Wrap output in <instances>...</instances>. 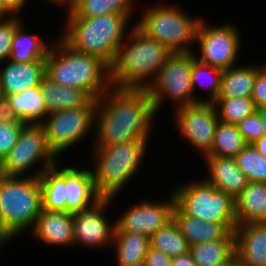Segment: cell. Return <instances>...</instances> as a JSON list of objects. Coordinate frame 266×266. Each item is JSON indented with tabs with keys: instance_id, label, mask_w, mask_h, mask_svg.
<instances>
[{
	"instance_id": "obj_1",
	"label": "cell",
	"mask_w": 266,
	"mask_h": 266,
	"mask_svg": "<svg viewBox=\"0 0 266 266\" xmlns=\"http://www.w3.org/2000/svg\"><path fill=\"white\" fill-rule=\"evenodd\" d=\"M157 117L147 89L110 87L97 99L92 147L132 140L149 143Z\"/></svg>"
},
{
	"instance_id": "obj_2",
	"label": "cell",
	"mask_w": 266,
	"mask_h": 266,
	"mask_svg": "<svg viewBox=\"0 0 266 266\" xmlns=\"http://www.w3.org/2000/svg\"><path fill=\"white\" fill-rule=\"evenodd\" d=\"M130 27L109 67L110 86L148 89L172 52L156 39L148 37L136 25Z\"/></svg>"
},
{
	"instance_id": "obj_3",
	"label": "cell",
	"mask_w": 266,
	"mask_h": 266,
	"mask_svg": "<svg viewBox=\"0 0 266 266\" xmlns=\"http://www.w3.org/2000/svg\"><path fill=\"white\" fill-rule=\"evenodd\" d=\"M66 10L60 37L73 49L95 56L110 67L118 48L131 30L128 26L133 14L114 13L80 18L69 8Z\"/></svg>"
},
{
	"instance_id": "obj_4",
	"label": "cell",
	"mask_w": 266,
	"mask_h": 266,
	"mask_svg": "<svg viewBox=\"0 0 266 266\" xmlns=\"http://www.w3.org/2000/svg\"><path fill=\"white\" fill-rule=\"evenodd\" d=\"M58 40V41H57ZM45 58V76L52 82L100 98L111 87L109 67L99 58L79 52L57 37Z\"/></svg>"
},
{
	"instance_id": "obj_5",
	"label": "cell",
	"mask_w": 266,
	"mask_h": 266,
	"mask_svg": "<svg viewBox=\"0 0 266 266\" xmlns=\"http://www.w3.org/2000/svg\"><path fill=\"white\" fill-rule=\"evenodd\" d=\"M146 140H132L110 146L93 147L91 172L98 194L104 199L116 198L137 176L148 151Z\"/></svg>"
},
{
	"instance_id": "obj_6",
	"label": "cell",
	"mask_w": 266,
	"mask_h": 266,
	"mask_svg": "<svg viewBox=\"0 0 266 266\" xmlns=\"http://www.w3.org/2000/svg\"><path fill=\"white\" fill-rule=\"evenodd\" d=\"M162 2L165 5L156 2L155 5L141 7L143 11H139L141 17L135 25L172 53L194 52L196 48L191 45L196 43L198 27L204 17H192L177 4Z\"/></svg>"
},
{
	"instance_id": "obj_7",
	"label": "cell",
	"mask_w": 266,
	"mask_h": 266,
	"mask_svg": "<svg viewBox=\"0 0 266 266\" xmlns=\"http://www.w3.org/2000/svg\"><path fill=\"white\" fill-rule=\"evenodd\" d=\"M42 210L39 177L0 175V219L14 238L29 233Z\"/></svg>"
},
{
	"instance_id": "obj_8",
	"label": "cell",
	"mask_w": 266,
	"mask_h": 266,
	"mask_svg": "<svg viewBox=\"0 0 266 266\" xmlns=\"http://www.w3.org/2000/svg\"><path fill=\"white\" fill-rule=\"evenodd\" d=\"M195 58L194 52H175L168 56L157 78L147 89L157 115L166 100L173 103L174 109L205 102L204 95H195L191 85Z\"/></svg>"
},
{
	"instance_id": "obj_9",
	"label": "cell",
	"mask_w": 266,
	"mask_h": 266,
	"mask_svg": "<svg viewBox=\"0 0 266 266\" xmlns=\"http://www.w3.org/2000/svg\"><path fill=\"white\" fill-rule=\"evenodd\" d=\"M198 180L180 183L179 187L170 190L174 194L175 205L188 216L207 222L230 223L235 228V200L203 177Z\"/></svg>"
},
{
	"instance_id": "obj_10",
	"label": "cell",
	"mask_w": 266,
	"mask_h": 266,
	"mask_svg": "<svg viewBox=\"0 0 266 266\" xmlns=\"http://www.w3.org/2000/svg\"><path fill=\"white\" fill-rule=\"evenodd\" d=\"M60 161L48 147L44 127L41 124H26L16 144L0 163V175L40 177L47 168ZM32 170V173L29 172Z\"/></svg>"
},
{
	"instance_id": "obj_11",
	"label": "cell",
	"mask_w": 266,
	"mask_h": 266,
	"mask_svg": "<svg viewBox=\"0 0 266 266\" xmlns=\"http://www.w3.org/2000/svg\"><path fill=\"white\" fill-rule=\"evenodd\" d=\"M95 110L96 106H82L56 111L45 117L41 125L48 147L58 159L62 160L63 152L87 137L93 139Z\"/></svg>"
},
{
	"instance_id": "obj_12",
	"label": "cell",
	"mask_w": 266,
	"mask_h": 266,
	"mask_svg": "<svg viewBox=\"0 0 266 266\" xmlns=\"http://www.w3.org/2000/svg\"><path fill=\"white\" fill-rule=\"evenodd\" d=\"M206 19L198 27L196 59L222 71L237 65L243 42L239 28L231 22L212 25Z\"/></svg>"
},
{
	"instance_id": "obj_13",
	"label": "cell",
	"mask_w": 266,
	"mask_h": 266,
	"mask_svg": "<svg viewBox=\"0 0 266 266\" xmlns=\"http://www.w3.org/2000/svg\"><path fill=\"white\" fill-rule=\"evenodd\" d=\"M173 113L174 126L179 136L201 153L203 158L213 145L215 130L219 122L213 103L199 102L193 105L179 107ZM199 151V152H198Z\"/></svg>"
},
{
	"instance_id": "obj_14",
	"label": "cell",
	"mask_w": 266,
	"mask_h": 266,
	"mask_svg": "<svg viewBox=\"0 0 266 266\" xmlns=\"http://www.w3.org/2000/svg\"><path fill=\"white\" fill-rule=\"evenodd\" d=\"M114 200L115 198H103L93 207L73 213L74 247L79 245L88 250L106 247L111 249L115 221L112 222L106 213L107 210L110 212L109 208Z\"/></svg>"
},
{
	"instance_id": "obj_15",
	"label": "cell",
	"mask_w": 266,
	"mask_h": 266,
	"mask_svg": "<svg viewBox=\"0 0 266 266\" xmlns=\"http://www.w3.org/2000/svg\"><path fill=\"white\" fill-rule=\"evenodd\" d=\"M167 200L144 198L128 208L115 220L114 231H128L151 237L173 219L175 197L172 191ZM130 207V208H129Z\"/></svg>"
},
{
	"instance_id": "obj_16",
	"label": "cell",
	"mask_w": 266,
	"mask_h": 266,
	"mask_svg": "<svg viewBox=\"0 0 266 266\" xmlns=\"http://www.w3.org/2000/svg\"><path fill=\"white\" fill-rule=\"evenodd\" d=\"M73 233V213L42 210L28 236L50 247L73 248Z\"/></svg>"
},
{
	"instance_id": "obj_17",
	"label": "cell",
	"mask_w": 266,
	"mask_h": 266,
	"mask_svg": "<svg viewBox=\"0 0 266 266\" xmlns=\"http://www.w3.org/2000/svg\"><path fill=\"white\" fill-rule=\"evenodd\" d=\"M87 167L92 166L66 165L67 212L87 210L103 199L96 190L91 169Z\"/></svg>"
},
{
	"instance_id": "obj_18",
	"label": "cell",
	"mask_w": 266,
	"mask_h": 266,
	"mask_svg": "<svg viewBox=\"0 0 266 266\" xmlns=\"http://www.w3.org/2000/svg\"><path fill=\"white\" fill-rule=\"evenodd\" d=\"M202 159L208 172L204 179L235 200L246 187L248 180L236 165L234 157L205 155Z\"/></svg>"
},
{
	"instance_id": "obj_19",
	"label": "cell",
	"mask_w": 266,
	"mask_h": 266,
	"mask_svg": "<svg viewBox=\"0 0 266 266\" xmlns=\"http://www.w3.org/2000/svg\"><path fill=\"white\" fill-rule=\"evenodd\" d=\"M2 64H0V94L4 96L20 94L39 86L45 77V60L28 63L7 60Z\"/></svg>"
},
{
	"instance_id": "obj_20",
	"label": "cell",
	"mask_w": 266,
	"mask_h": 266,
	"mask_svg": "<svg viewBox=\"0 0 266 266\" xmlns=\"http://www.w3.org/2000/svg\"><path fill=\"white\" fill-rule=\"evenodd\" d=\"M235 256L241 266H266V225L248 222L236 225Z\"/></svg>"
},
{
	"instance_id": "obj_21",
	"label": "cell",
	"mask_w": 266,
	"mask_h": 266,
	"mask_svg": "<svg viewBox=\"0 0 266 266\" xmlns=\"http://www.w3.org/2000/svg\"><path fill=\"white\" fill-rule=\"evenodd\" d=\"M173 219L190 246L221 240L235 229L230 223H213L188 216L176 205L173 209Z\"/></svg>"
},
{
	"instance_id": "obj_22",
	"label": "cell",
	"mask_w": 266,
	"mask_h": 266,
	"mask_svg": "<svg viewBox=\"0 0 266 266\" xmlns=\"http://www.w3.org/2000/svg\"><path fill=\"white\" fill-rule=\"evenodd\" d=\"M39 87L44 96L47 115L65 109L97 104V99H93L86 91L58 85L46 76L41 80Z\"/></svg>"
},
{
	"instance_id": "obj_23",
	"label": "cell",
	"mask_w": 266,
	"mask_h": 266,
	"mask_svg": "<svg viewBox=\"0 0 266 266\" xmlns=\"http://www.w3.org/2000/svg\"><path fill=\"white\" fill-rule=\"evenodd\" d=\"M265 65L238 64L224 70L217 98L251 97L255 77Z\"/></svg>"
},
{
	"instance_id": "obj_24",
	"label": "cell",
	"mask_w": 266,
	"mask_h": 266,
	"mask_svg": "<svg viewBox=\"0 0 266 266\" xmlns=\"http://www.w3.org/2000/svg\"><path fill=\"white\" fill-rule=\"evenodd\" d=\"M115 253L116 266H143L150 247V238L134 232L114 231L111 249Z\"/></svg>"
},
{
	"instance_id": "obj_25",
	"label": "cell",
	"mask_w": 266,
	"mask_h": 266,
	"mask_svg": "<svg viewBox=\"0 0 266 266\" xmlns=\"http://www.w3.org/2000/svg\"><path fill=\"white\" fill-rule=\"evenodd\" d=\"M61 164L63 163L58 162L47 168L39 177L42 185L43 210L67 212L66 165Z\"/></svg>"
},
{
	"instance_id": "obj_26",
	"label": "cell",
	"mask_w": 266,
	"mask_h": 266,
	"mask_svg": "<svg viewBox=\"0 0 266 266\" xmlns=\"http://www.w3.org/2000/svg\"><path fill=\"white\" fill-rule=\"evenodd\" d=\"M23 22L18 24L13 35L9 60L16 63L45 60L52 41L49 43L37 34H29Z\"/></svg>"
},
{
	"instance_id": "obj_27",
	"label": "cell",
	"mask_w": 266,
	"mask_h": 266,
	"mask_svg": "<svg viewBox=\"0 0 266 266\" xmlns=\"http://www.w3.org/2000/svg\"><path fill=\"white\" fill-rule=\"evenodd\" d=\"M189 253L198 266H221L235 256L234 231L221 240L193 244Z\"/></svg>"
},
{
	"instance_id": "obj_28",
	"label": "cell",
	"mask_w": 266,
	"mask_h": 266,
	"mask_svg": "<svg viewBox=\"0 0 266 266\" xmlns=\"http://www.w3.org/2000/svg\"><path fill=\"white\" fill-rule=\"evenodd\" d=\"M6 96L15 114L26 124H41L47 116V107L39 86Z\"/></svg>"
},
{
	"instance_id": "obj_29",
	"label": "cell",
	"mask_w": 266,
	"mask_h": 266,
	"mask_svg": "<svg viewBox=\"0 0 266 266\" xmlns=\"http://www.w3.org/2000/svg\"><path fill=\"white\" fill-rule=\"evenodd\" d=\"M266 201V184L248 182L242 193L235 199L237 225L255 222L260 216Z\"/></svg>"
},
{
	"instance_id": "obj_30",
	"label": "cell",
	"mask_w": 266,
	"mask_h": 266,
	"mask_svg": "<svg viewBox=\"0 0 266 266\" xmlns=\"http://www.w3.org/2000/svg\"><path fill=\"white\" fill-rule=\"evenodd\" d=\"M135 4L134 0H70L68 8L77 17L90 18L103 14H132L138 11Z\"/></svg>"
},
{
	"instance_id": "obj_31",
	"label": "cell",
	"mask_w": 266,
	"mask_h": 266,
	"mask_svg": "<svg viewBox=\"0 0 266 266\" xmlns=\"http://www.w3.org/2000/svg\"><path fill=\"white\" fill-rule=\"evenodd\" d=\"M150 246L171 258L187 254L190 250L187 239L181 233L174 219L150 237Z\"/></svg>"
},
{
	"instance_id": "obj_32",
	"label": "cell",
	"mask_w": 266,
	"mask_h": 266,
	"mask_svg": "<svg viewBox=\"0 0 266 266\" xmlns=\"http://www.w3.org/2000/svg\"><path fill=\"white\" fill-rule=\"evenodd\" d=\"M246 145L236 125L219 120L212 149L207 155L235 157Z\"/></svg>"
},
{
	"instance_id": "obj_33",
	"label": "cell",
	"mask_w": 266,
	"mask_h": 266,
	"mask_svg": "<svg viewBox=\"0 0 266 266\" xmlns=\"http://www.w3.org/2000/svg\"><path fill=\"white\" fill-rule=\"evenodd\" d=\"M222 72V70L204 64L195 58L191 71L193 92L197 94L195 91L199 87L202 90L205 89L208 95H206L207 98L205 97V102L213 103L218 97Z\"/></svg>"
},
{
	"instance_id": "obj_34",
	"label": "cell",
	"mask_w": 266,
	"mask_h": 266,
	"mask_svg": "<svg viewBox=\"0 0 266 266\" xmlns=\"http://www.w3.org/2000/svg\"><path fill=\"white\" fill-rule=\"evenodd\" d=\"M213 104L219 120L234 125L257 111L251 97L217 98Z\"/></svg>"
},
{
	"instance_id": "obj_35",
	"label": "cell",
	"mask_w": 266,
	"mask_h": 266,
	"mask_svg": "<svg viewBox=\"0 0 266 266\" xmlns=\"http://www.w3.org/2000/svg\"><path fill=\"white\" fill-rule=\"evenodd\" d=\"M236 165L244 172L248 182L266 184V157L252 144H247L235 157Z\"/></svg>"
},
{
	"instance_id": "obj_36",
	"label": "cell",
	"mask_w": 266,
	"mask_h": 266,
	"mask_svg": "<svg viewBox=\"0 0 266 266\" xmlns=\"http://www.w3.org/2000/svg\"><path fill=\"white\" fill-rule=\"evenodd\" d=\"M22 18L21 16L0 17V64L10 58L12 38Z\"/></svg>"
},
{
	"instance_id": "obj_37",
	"label": "cell",
	"mask_w": 266,
	"mask_h": 266,
	"mask_svg": "<svg viewBox=\"0 0 266 266\" xmlns=\"http://www.w3.org/2000/svg\"><path fill=\"white\" fill-rule=\"evenodd\" d=\"M236 126L238 131L242 134L246 144H253L264 135L261 116L257 111L253 115L245 117Z\"/></svg>"
},
{
	"instance_id": "obj_38",
	"label": "cell",
	"mask_w": 266,
	"mask_h": 266,
	"mask_svg": "<svg viewBox=\"0 0 266 266\" xmlns=\"http://www.w3.org/2000/svg\"><path fill=\"white\" fill-rule=\"evenodd\" d=\"M25 125L0 122V163L16 144L19 134Z\"/></svg>"
},
{
	"instance_id": "obj_39",
	"label": "cell",
	"mask_w": 266,
	"mask_h": 266,
	"mask_svg": "<svg viewBox=\"0 0 266 266\" xmlns=\"http://www.w3.org/2000/svg\"><path fill=\"white\" fill-rule=\"evenodd\" d=\"M251 98L257 110L266 109V65L255 77Z\"/></svg>"
},
{
	"instance_id": "obj_40",
	"label": "cell",
	"mask_w": 266,
	"mask_h": 266,
	"mask_svg": "<svg viewBox=\"0 0 266 266\" xmlns=\"http://www.w3.org/2000/svg\"><path fill=\"white\" fill-rule=\"evenodd\" d=\"M143 266H172V258L150 246L144 257Z\"/></svg>"
},
{
	"instance_id": "obj_41",
	"label": "cell",
	"mask_w": 266,
	"mask_h": 266,
	"mask_svg": "<svg viewBox=\"0 0 266 266\" xmlns=\"http://www.w3.org/2000/svg\"><path fill=\"white\" fill-rule=\"evenodd\" d=\"M0 122L11 124H26L13 111L7 96L0 94Z\"/></svg>"
},
{
	"instance_id": "obj_42",
	"label": "cell",
	"mask_w": 266,
	"mask_h": 266,
	"mask_svg": "<svg viewBox=\"0 0 266 266\" xmlns=\"http://www.w3.org/2000/svg\"><path fill=\"white\" fill-rule=\"evenodd\" d=\"M29 0H2L4 10L10 16H21Z\"/></svg>"
},
{
	"instance_id": "obj_43",
	"label": "cell",
	"mask_w": 266,
	"mask_h": 266,
	"mask_svg": "<svg viewBox=\"0 0 266 266\" xmlns=\"http://www.w3.org/2000/svg\"><path fill=\"white\" fill-rule=\"evenodd\" d=\"M172 266H198L190 253L172 258Z\"/></svg>"
},
{
	"instance_id": "obj_44",
	"label": "cell",
	"mask_w": 266,
	"mask_h": 266,
	"mask_svg": "<svg viewBox=\"0 0 266 266\" xmlns=\"http://www.w3.org/2000/svg\"><path fill=\"white\" fill-rule=\"evenodd\" d=\"M13 239L15 241V238L7 231L0 219V246L4 248V246H7Z\"/></svg>"
},
{
	"instance_id": "obj_45",
	"label": "cell",
	"mask_w": 266,
	"mask_h": 266,
	"mask_svg": "<svg viewBox=\"0 0 266 266\" xmlns=\"http://www.w3.org/2000/svg\"><path fill=\"white\" fill-rule=\"evenodd\" d=\"M252 145L260 154L266 157V134L262 135Z\"/></svg>"
},
{
	"instance_id": "obj_46",
	"label": "cell",
	"mask_w": 266,
	"mask_h": 266,
	"mask_svg": "<svg viewBox=\"0 0 266 266\" xmlns=\"http://www.w3.org/2000/svg\"><path fill=\"white\" fill-rule=\"evenodd\" d=\"M255 222L262 225H266V201L264 202L261 216Z\"/></svg>"
},
{
	"instance_id": "obj_47",
	"label": "cell",
	"mask_w": 266,
	"mask_h": 266,
	"mask_svg": "<svg viewBox=\"0 0 266 266\" xmlns=\"http://www.w3.org/2000/svg\"><path fill=\"white\" fill-rule=\"evenodd\" d=\"M43 1V0H42ZM49 3L51 2V4H58L59 7H63V8H68L70 0H46Z\"/></svg>"
},
{
	"instance_id": "obj_48",
	"label": "cell",
	"mask_w": 266,
	"mask_h": 266,
	"mask_svg": "<svg viewBox=\"0 0 266 266\" xmlns=\"http://www.w3.org/2000/svg\"><path fill=\"white\" fill-rule=\"evenodd\" d=\"M261 116V124L263 126L264 134H266V109L257 110Z\"/></svg>"
},
{
	"instance_id": "obj_49",
	"label": "cell",
	"mask_w": 266,
	"mask_h": 266,
	"mask_svg": "<svg viewBox=\"0 0 266 266\" xmlns=\"http://www.w3.org/2000/svg\"><path fill=\"white\" fill-rule=\"evenodd\" d=\"M221 266H241V264L239 263L238 258L234 256L231 260Z\"/></svg>"
},
{
	"instance_id": "obj_50",
	"label": "cell",
	"mask_w": 266,
	"mask_h": 266,
	"mask_svg": "<svg viewBox=\"0 0 266 266\" xmlns=\"http://www.w3.org/2000/svg\"><path fill=\"white\" fill-rule=\"evenodd\" d=\"M10 16L3 8L2 0H0V17Z\"/></svg>"
}]
</instances>
